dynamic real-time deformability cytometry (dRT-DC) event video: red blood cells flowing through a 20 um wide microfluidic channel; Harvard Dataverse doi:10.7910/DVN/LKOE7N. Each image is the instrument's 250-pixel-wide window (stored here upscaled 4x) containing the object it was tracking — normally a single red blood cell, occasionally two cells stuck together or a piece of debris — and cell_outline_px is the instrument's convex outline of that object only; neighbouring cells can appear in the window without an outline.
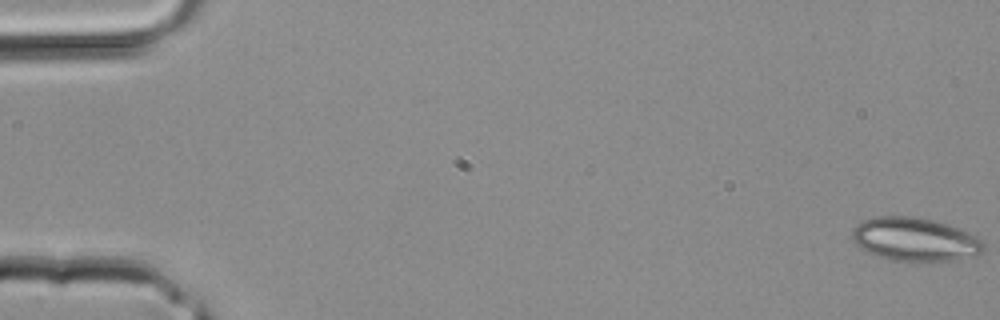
{"species": "common noctule bat (a hibernating species)", "species_latin": "Nyctalus noctula", "temperature_condition": "room temperature", "stored_images_in_passage": 4, "camera_frame_rate_fps": 3000, "um_per_image_px": 0.085, "animal": {"sex": "male", "body_mass_g": 20.4}, "frame": {"image": 1, "passage_image": 1, "time_ms": 0.0, "image_size_px": [1000, 320], "cell_outline_px": [[984, 248], [976, 256], [948, 260], [892, 260], [876, 256], [860, 248], [852, 240], [852, 228], [856, 224], [864, 220], [876, 216], [920, 216], [968, 232], [976, 236], [984, 244]], "centroid_in_image_um": [77.71, 20.33], "position_along_channel_um": 7.3, "area_um2": 33.0}}